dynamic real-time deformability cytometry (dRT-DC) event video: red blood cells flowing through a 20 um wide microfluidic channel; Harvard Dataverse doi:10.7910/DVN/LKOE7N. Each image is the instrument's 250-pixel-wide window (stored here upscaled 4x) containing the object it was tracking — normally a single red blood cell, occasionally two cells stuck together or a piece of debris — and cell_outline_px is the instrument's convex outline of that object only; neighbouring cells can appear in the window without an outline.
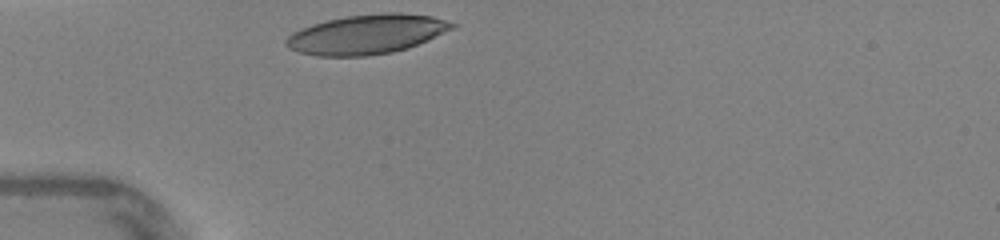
{"species": "human", "species_latin": "Homo sapiens", "temperature_condition": "warm", "stored_images_in_passage": 25, "camera_frame_rate_fps": 3000, "um_per_image_px": 0.085, "donor": {"sex": "female"}, "frame": {"image": 1, "passage_image": 1, "time_ms": 0.0, "image_size_px": [1000, 240], "cell_outline_px": [[460, 24], [456, 28], [408, 48], [392, 52], [368, 56], [316, 56], [300, 52], [288, 48], [284, 44], [284, 40], [292, 32], [300, 28], [312, 24], [328, 20], [348, 16], [384, 12], [400, 12], [432, 16]], "centroid_in_image_um": [31.2, 2.91], "position_along_channel_um": 53.8, "area_um2": 38.49}, "authors_computed_cell_mechanics": {"area_um2": 38.2636, "velocity_mm_per_s": 4.3666, "shape_relaxation_time_tau1_ms": 3.1918, "shape_relaxation_time_tau2_ms": null, "deformation_change_tau1": 0.1665, "deformation_change_tau2": null}}